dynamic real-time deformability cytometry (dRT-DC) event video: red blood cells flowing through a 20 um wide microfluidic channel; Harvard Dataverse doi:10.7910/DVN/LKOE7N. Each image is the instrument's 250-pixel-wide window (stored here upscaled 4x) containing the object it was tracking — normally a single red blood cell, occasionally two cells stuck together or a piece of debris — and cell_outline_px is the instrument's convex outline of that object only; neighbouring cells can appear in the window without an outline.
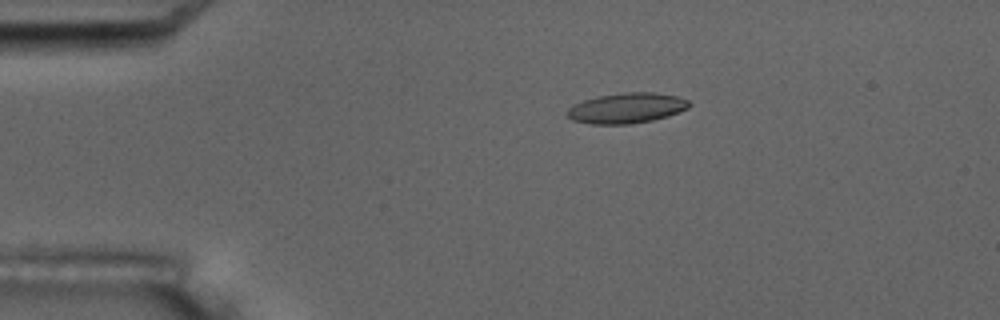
{"species": "common noctule bat (a hibernating species)", "species_latin": "Nyctalus noctula", "temperature_condition": "room temperature", "stored_images_in_passage": 5, "camera_frame_rate_fps": 3000, "um_per_image_px": 0.085, "animal": {"sex": "male", "body_mass_g": 17.5, "forearm_length_mm": 52.3}, "frame": {"image": 1, "passage_image": 3, "time_ms": 2.667, "image_size_px": [1000, 320], "cell_outline_px": [[692, 104], [688, 108], [668, 116], [652, 120], [632, 124], [592, 124], [572, 120], [564, 112], [568, 108], [584, 100], [596, 96], [624, 92], [652, 92], [676, 96], [688, 100]], "centroid_in_image_um": [53.26, 9.19], "position_along_channel_um": 31.7, "area_um2": 21.62}}